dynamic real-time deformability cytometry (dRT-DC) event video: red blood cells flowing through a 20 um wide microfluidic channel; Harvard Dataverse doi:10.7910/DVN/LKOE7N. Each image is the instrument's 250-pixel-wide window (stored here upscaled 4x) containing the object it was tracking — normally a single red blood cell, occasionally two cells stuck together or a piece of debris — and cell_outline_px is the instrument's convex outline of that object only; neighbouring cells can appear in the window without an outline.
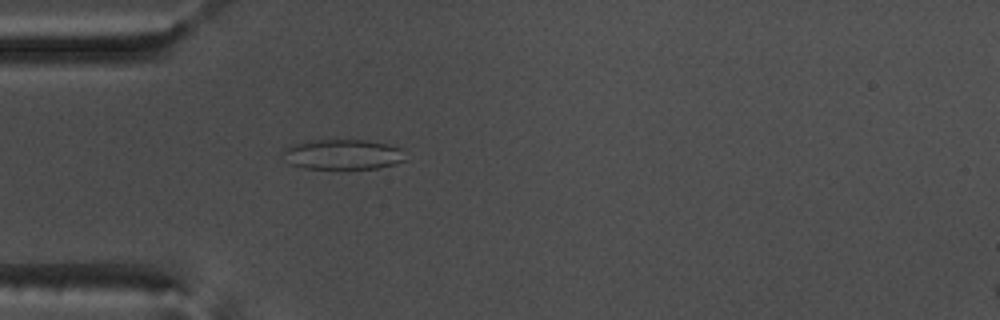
{"species": "common noctule bat (a hibernating species)", "species_latin": "Nyctalus noctula", "temperature_condition": "warm", "stored_images_in_passage": 51, "camera_frame_rate_fps": 3000, "um_per_image_px": 0.085, "animal": {"sex": "male", "body_mass_g": 17.5, "forearm_length_mm": 52.3}, "frame": {"image": 1, "passage_image": 12, "time_ms": 3.667, "image_size_px": [1000, 320], "cell_outline_px": [[404, 160], [392, 164], [376, 168], [304, 168], [288, 164], [280, 152], [284, 148], [292, 144], [308, 140], [368, 140], [388, 144], [400, 148]], "centroid_in_image_um": [29.03, 13.11], "position_along_channel_um": 56.0, "area_um2": 21.44}}
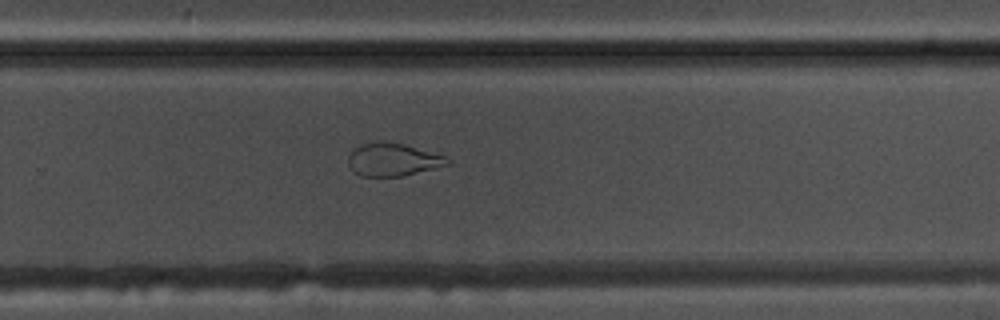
{"frame": {"image": 2, "passage_image": 32, "time_ms": 10.333, "image_size_px": [1000, 320], "cell_outline_px": [[452, 164], [404, 176], [360, 176], [348, 164], [348, 156], [360, 144], [376, 140], [404, 144], [444, 156], [452, 160]], "centroid_in_image_um": [33.42, 13.56], "position_along_channel_um": 296.4, "area_um2": 19.02}}
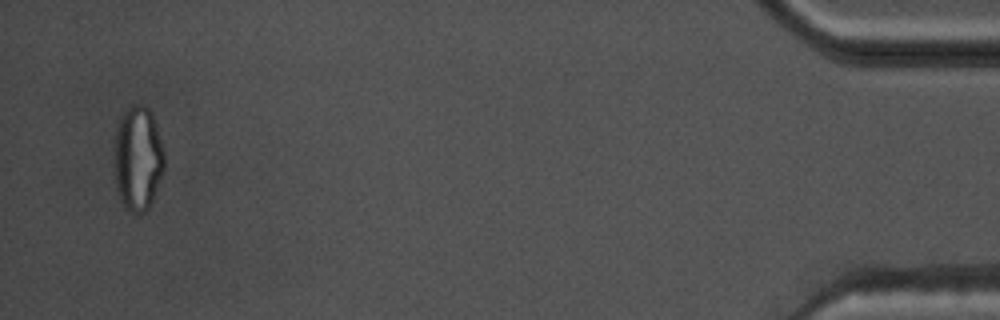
{"frame": {"image": 3, "passage_image": 49, "time_ms": 16.0, "image_size_px": [1000, 320], "cell_outline_px": [[164, 168], [152, 200], [148, 208], [144, 212], [132, 212], [120, 200], [116, 184], [112, 148], [116, 128], [120, 116], [124, 108], [132, 104], [144, 104], [152, 112], [156, 124], [164, 152]], "centroid_in_image_um": [11.68, 13.37], "position_along_channel_um": 423.5, "area_um2": 30.98}, "authors_computed_cell_mechanics": {"area_um2": 23.0622, "velocity_mm_per_s": 3.7055, "shape_relaxation_time_tau1_ms": null, "shape_relaxation_time_tau2_ms": 1.7826, "deformation_change_tau1": null, "deformation_change_tau2": 0.0811}}